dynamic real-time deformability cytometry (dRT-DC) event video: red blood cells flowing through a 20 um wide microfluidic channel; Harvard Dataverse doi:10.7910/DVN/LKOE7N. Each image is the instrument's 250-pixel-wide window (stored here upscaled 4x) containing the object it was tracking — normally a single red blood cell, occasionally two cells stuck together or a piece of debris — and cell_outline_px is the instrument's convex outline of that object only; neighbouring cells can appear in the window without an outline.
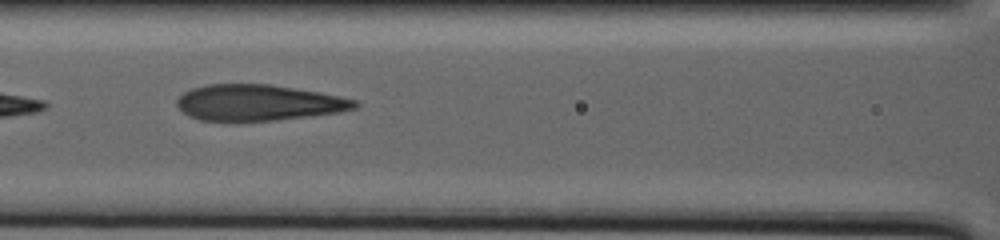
{"species": "human", "species_latin": "Homo sapiens", "temperature_condition": "warm", "stored_images_in_passage": 58, "segment_of_instrument_passage": [2, 2], "camera_frame_rate_fps": 3000, "um_per_image_px": 0.085, "donor": {"sex": "male"}, "frame": {"image": 1, "passage_image": 31, "time_ms": 24.667, "image_size_px": [1000, 240], "cell_outline_px": [[360, 108], [340, 112], [312, 116], [276, 120], [236, 124], [200, 120], [188, 116], [180, 112], [176, 104], [176, 100], [184, 92], [192, 88], [204, 84], [268, 84], [340, 96], [360, 100]], "centroid_in_image_um": [21.94, 8.77], "position_along_channel_um": 144.7, "area_um2": 38.55}}
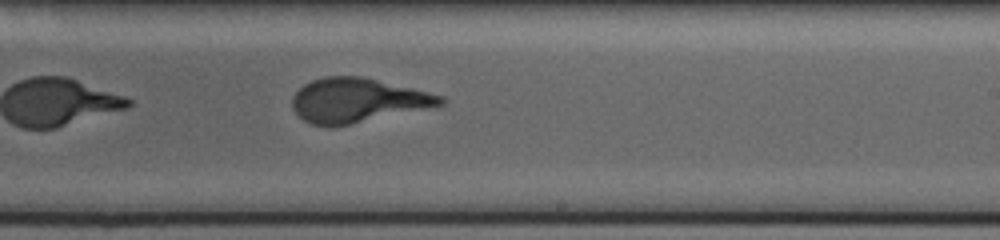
{"frame": {"image": 2, "passage_image": 40, "time_ms": 32.0, "image_size_px": [1000, 240], "cell_outline_px": [[448, 100], [444, 104], [436, 108], [348, 124], [312, 124], [304, 120], [292, 108], [292, 96], [304, 84], [312, 80], [324, 76], [360, 76], [412, 88], [444, 96]], "centroid_in_image_um": [30.46, 8.51], "position_along_channel_um": 258.5, "area_um2": 38.03}}
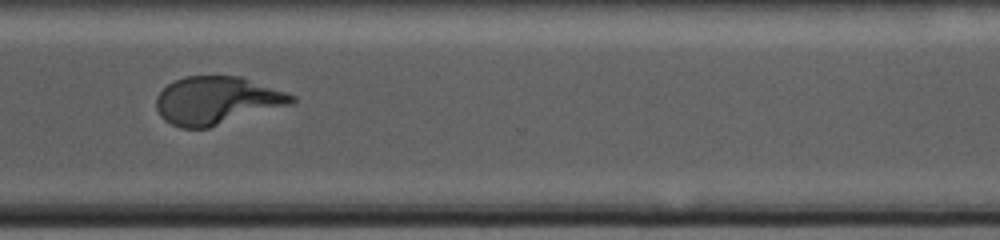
{"frame": {"image": 3, "passage_image": 47, "time_ms": 38.0, "image_size_px": [1000, 240], "cell_outline_px": [[296, 100], [292, 104], [208, 128], [180, 128], [164, 120], [160, 116], [156, 108], [156, 96], [168, 84], [184, 76], [240, 76], [288, 92], [296, 96]], "centroid_in_image_um": [18.44, 8.54], "position_along_channel_um": 352.2, "area_um2": 37.86}}